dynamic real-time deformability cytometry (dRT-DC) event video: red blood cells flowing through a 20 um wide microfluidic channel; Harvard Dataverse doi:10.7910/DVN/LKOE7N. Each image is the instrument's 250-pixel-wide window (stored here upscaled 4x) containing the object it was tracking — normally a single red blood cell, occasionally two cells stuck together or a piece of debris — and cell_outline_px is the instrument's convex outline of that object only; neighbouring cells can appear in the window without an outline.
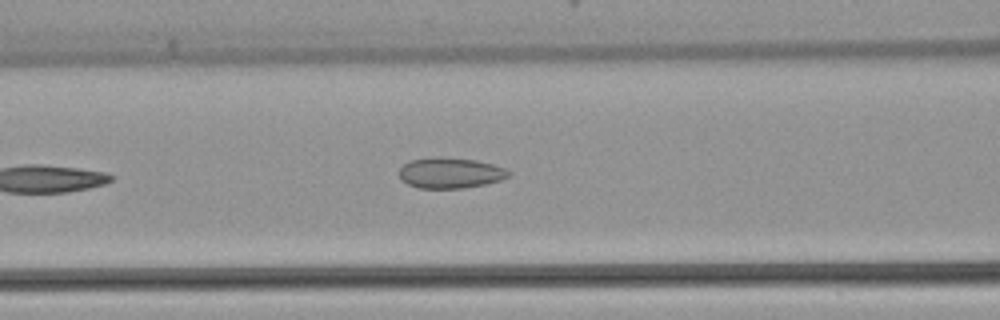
{"species": "common noctule bat (a hibernating species)", "species_latin": "Nyctalus noctula", "temperature_condition": "warm", "stored_images_in_passage": 10, "camera_frame_rate_fps": 3000, "um_per_image_px": 0.085, "animal": {"sex": "female", "body_mass_g": 22.7, "forearm_length_mm": 54.2}, "frame": {"image": 1, "passage_image": 7, "time_ms": 2.0, "image_size_px": [1000, 320], "cell_outline_px": [[512, 172], [508, 176], [500, 180], [484, 184], [464, 188], [420, 188], [408, 184], [400, 176], [400, 168], [408, 160], [440, 156], [476, 160], [492, 164], [504, 168]], "centroid_in_image_um": [38.28, 14.68], "position_along_channel_um": 128.3, "area_um2": 19.48}}